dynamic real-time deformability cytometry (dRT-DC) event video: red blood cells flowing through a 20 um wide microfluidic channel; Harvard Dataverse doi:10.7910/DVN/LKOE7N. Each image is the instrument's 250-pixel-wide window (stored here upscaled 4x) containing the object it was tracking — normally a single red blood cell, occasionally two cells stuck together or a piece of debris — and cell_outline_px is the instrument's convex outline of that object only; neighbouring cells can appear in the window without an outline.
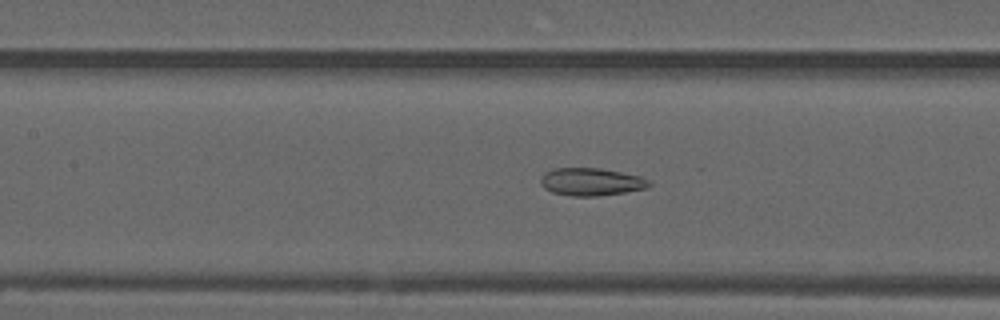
{"species": "common noctule bat (a hibernating species)", "species_latin": "Nyctalus noctula", "temperature_condition": "warm", "stored_images_in_passage": 54, "camera_frame_rate_fps": 3000, "um_per_image_px": 0.085, "animal": {"sex": "male", "forearm_length_mm": 52.5}, "frame": {"image": 1, "passage_image": 24, "time_ms": 7.667, "image_size_px": [1000, 320], "cell_outline_px": [[652, 184], [648, 188], [624, 192], [596, 196], [572, 196], [552, 192], [544, 188], [540, 184], [540, 176], [544, 172], [552, 168], [600, 168], [640, 176], [648, 180]], "centroid_in_image_um": [50.21, 15.45], "position_along_channel_um": 157.2, "area_um2": 17.57}}
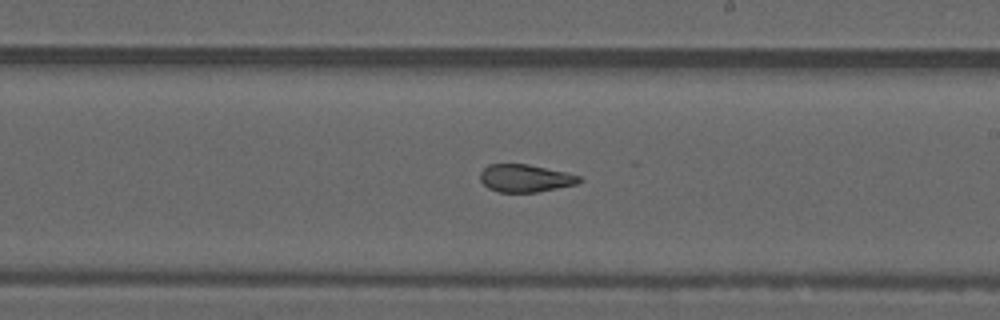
{"frame": {"image": 2, "passage_image": 31, "time_ms": 10.0, "image_size_px": [1000, 320], "cell_outline_px": [[584, 180], [576, 184], [536, 192], [500, 192], [488, 188], [480, 180], [480, 172], [488, 164], [528, 164], [568, 172], [580, 176]], "centroid_in_image_um": [44.66, 15.14], "position_along_channel_um": 244.3, "area_um2": 16.01}}
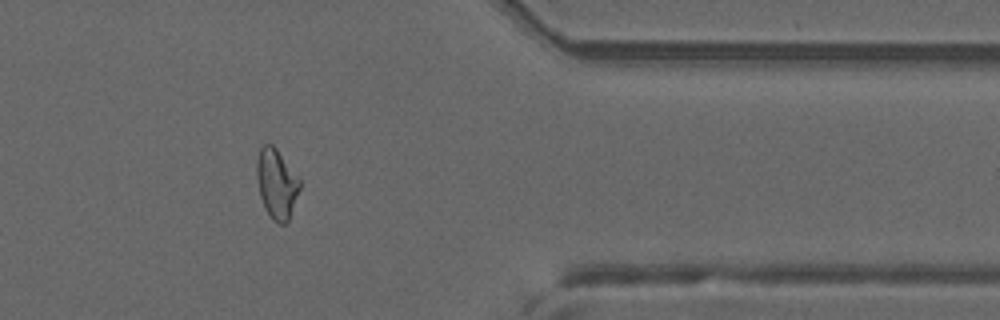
{"frame": {"image": 3, "passage_image": 44, "time_ms": 14.333, "image_size_px": [1000, 320], "cell_outline_px": [[300, 188], [288, 220], [284, 224], [280, 224], [272, 220], [264, 208], [260, 196], [256, 176], [256, 160], [260, 148], [264, 144], [272, 144], [276, 148], [300, 180]], "centroid_in_image_um": [23.48, 15.62], "position_along_channel_um": 387.9, "area_um2": 17.34}, "authors_computed_cell_mechanics": {"area_um2": 18.5249, "velocity_mm_per_s": 3.7497, "shape_relaxation_time_tau1_ms": null, "shape_relaxation_time_tau2_ms": 1.9091, "deformation_change_tau1": null, "deformation_change_tau2": 0.0892}}